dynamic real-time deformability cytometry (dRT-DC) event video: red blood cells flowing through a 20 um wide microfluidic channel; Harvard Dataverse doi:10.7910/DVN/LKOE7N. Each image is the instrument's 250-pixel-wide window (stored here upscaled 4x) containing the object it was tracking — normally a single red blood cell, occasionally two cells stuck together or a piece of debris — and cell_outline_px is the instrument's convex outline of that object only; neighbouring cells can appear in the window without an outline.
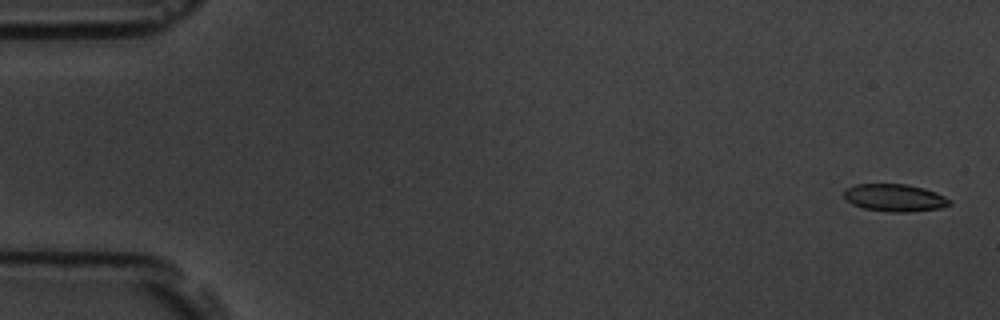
{"species": "common noctule bat (a hibernating species)", "species_latin": "Nyctalus noctula", "temperature_condition": "room temperature", "stored_images_in_passage": 7, "camera_frame_rate_fps": 3000, "um_per_image_px": 0.085, "animal": {"sex": "male", "body_mass_g": 19.5, "forearm_length_mm": 54.6}, "frame": {"image": 1, "passage_image": 1, "time_ms": 0.0, "image_size_px": [1000, 320], "cell_outline_px": [[952, 204], [940, 208], [908, 212], [892, 212], [864, 208], [852, 204], [844, 196], [844, 188], [856, 184], [904, 184], [924, 188], [936, 192], [952, 200]], "centroid_in_image_um": [76.06, 16.8], "position_along_channel_um": 8.9, "area_um2": 16.88}}
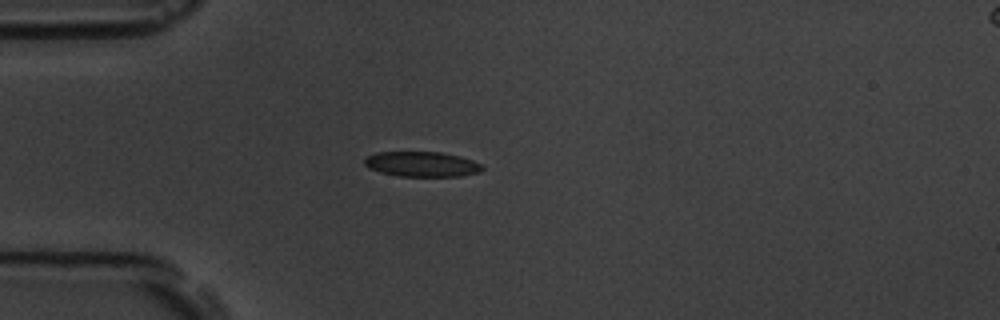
{"frame": {"image": 2, "passage_image": 5, "time_ms": 4.667, "image_size_px": [1000, 320], "cell_outline_px": [[484, 168], [480, 172], [460, 176], [400, 176], [380, 172], [368, 168], [364, 164], [364, 160], [368, 156], [376, 152], [440, 152], [460, 156], [472, 160], [480, 164]], "centroid_in_image_um": [35.85, 13.95], "position_along_channel_um": 49.2, "area_um2": 17.17}}
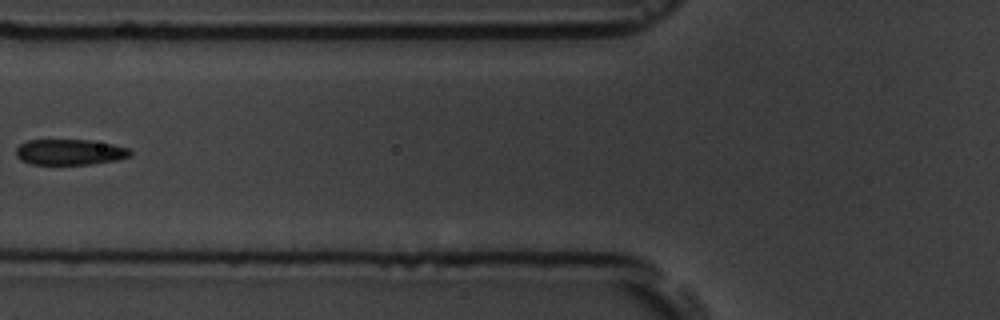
{"frame": {"image": 3, "passage_image": 7, "time_ms": 7.0, "image_size_px": [1000, 320], "cell_outline_px": [[132, 156], [116, 160], [92, 164], [32, 164], [20, 160], [16, 156], [16, 148], [20, 144], [28, 140], [92, 140], [112, 144], [128, 148], [132, 152]], "centroid_in_image_um": [5.94, 12.92], "position_along_channel_um": 119.9, "area_um2": 17.17}}